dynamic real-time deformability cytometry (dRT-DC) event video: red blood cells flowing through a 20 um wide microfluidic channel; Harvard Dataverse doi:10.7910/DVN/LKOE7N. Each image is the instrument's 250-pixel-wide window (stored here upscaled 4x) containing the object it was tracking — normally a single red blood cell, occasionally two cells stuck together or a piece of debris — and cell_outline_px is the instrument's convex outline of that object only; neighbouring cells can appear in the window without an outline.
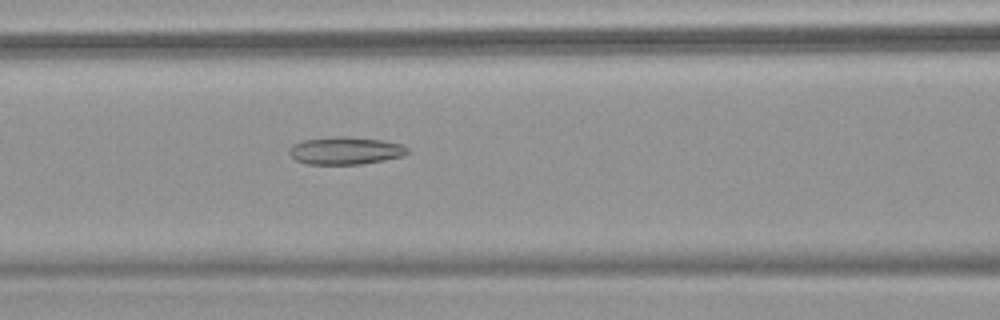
{"species": "common noctule bat (a hibernating species)", "species_latin": "Nyctalus noctula", "temperature_condition": "warm", "stored_images_in_passage": 54, "camera_frame_rate_fps": 3000, "um_per_image_px": 0.085, "animal": {"sex": "female", "body_mass_g": 18.4}, "frame": {"image": 1, "passage_image": 24, "time_ms": 7.667, "image_size_px": [1000, 320], "cell_outline_px": [[412, 152], [404, 156], [384, 160], [360, 164], [308, 164], [296, 160], [288, 152], [292, 144], [300, 140], [332, 136], [344, 136], [384, 140], [404, 144]], "centroid_in_image_um": [29.4, 12.79], "position_along_channel_um": 137.2, "area_um2": 19.36}}
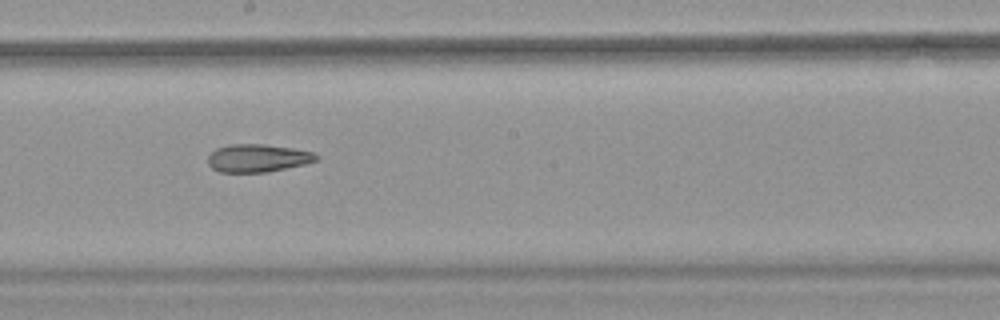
{"frame": {"image": 2, "passage_image": 31, "time_ms": 10.0, "image_size_px": [1000, 320], "cell_outline_px": [[320, 160], [304, 164], [268, 172], [220, 172], [212, 168], [208, 164], [208, 156], [216, 148], [228, 144], [264, 144], [292, 148], [312, 152], [320, 156]], "centroid_in_image_um": [21.91, 13.43], "position_along_channel_um": 226.3, "area_um2": 17.69}, "authors_computed_cell_mechanics": {"area_um2": 21.6172, "velocity_mm_per_s": 3.8341, "shape_relaxation_time_tau1_ms": null, "shape_relaxation_time_tau2_ms": 3.1883, "deformation_change_tau1": null, "deformation_change_tau2": 0.1238}}